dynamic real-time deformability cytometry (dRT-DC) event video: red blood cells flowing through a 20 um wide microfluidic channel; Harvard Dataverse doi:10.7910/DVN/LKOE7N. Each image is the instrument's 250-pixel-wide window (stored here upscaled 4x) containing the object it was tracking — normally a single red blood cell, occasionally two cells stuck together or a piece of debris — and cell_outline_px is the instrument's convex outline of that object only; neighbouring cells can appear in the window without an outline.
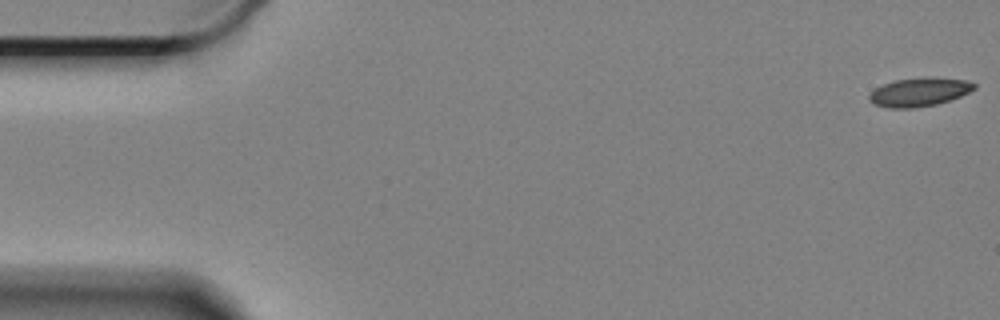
{"species": "Egyptian fruit bat (a non-hibernating species)", "species_latin": "Rousettus aegyptiacus", "temperature_condition": "cold", "stored_images_in_passage": 55, "camera_frame_rate_fps": 3000, "um_per_image_px": 0.085, "animal": {"sex": "female"}, "frame": {"image": 1, "passage_image": 1, "time_ms": 0.0, "image_size_px": [1000, 320], "cell_outline_px": [[976, 88], [960, 96], [936, 104], [912, 108], [888, 108], [872, 104], [868, 100], [868, 96], [876, 88], [884, 84], [896, 80], [928, 76], [968, 80], [976, 84]], "centroid_in_image_um": [78.13, 7.81], "position_along_channel_um": 6.9, "area_um2": 17.57}}
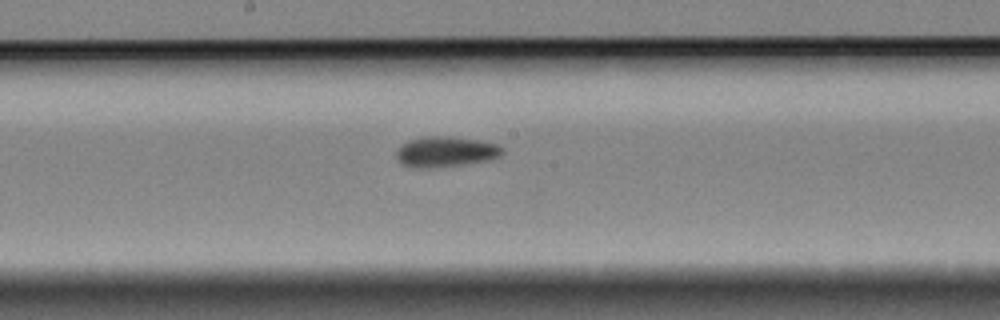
{"frame": {"image": 2, "passage_image": 31, "time_ms": 10.0, "image_size_px": [1000, 320], "cell_outline_px": [[504, 152], [500, 156], [492, 160], [464, 164], [404, 164], [396, 156], [396, 152], [408, 140], [424, 136], [452, 136], [480, 140], [496, 144], [504, 148]], "centroid_in_image_um": [38.03, 12.82], "position_along_channel_um": 210.2, "area_um2": 17.8}}
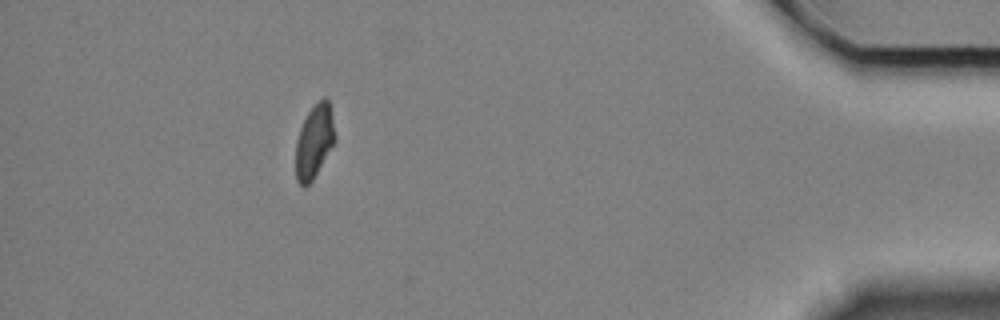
{"frame": {"image": 3, "passage_image": 54, "time_ms": 17.667, "image_size_px": [1000, 320], "cell_outline_px": [[336, 140], [312, 180], [308, 184], [300, 184], [296, 180], [296, 140], [300, 128], [308, 112], [324, 96], [328, 100], [336, 136]], "centroid_in_image_um": [26.71, 12.01], "position_along_channel_um": 408.5, "area_um2": 16.42}, "authors_computed_cell_mechanics": {"area_um2": 17.8602, "velocity_mm_per_s": 3.3148, "shape_relaxation_time_tau1_ms": null, "shape_relaxation_time_tau2_ms": 8.8991, "deformation_change_tau1": null, "deformation_change_tau2": 0.1113}}